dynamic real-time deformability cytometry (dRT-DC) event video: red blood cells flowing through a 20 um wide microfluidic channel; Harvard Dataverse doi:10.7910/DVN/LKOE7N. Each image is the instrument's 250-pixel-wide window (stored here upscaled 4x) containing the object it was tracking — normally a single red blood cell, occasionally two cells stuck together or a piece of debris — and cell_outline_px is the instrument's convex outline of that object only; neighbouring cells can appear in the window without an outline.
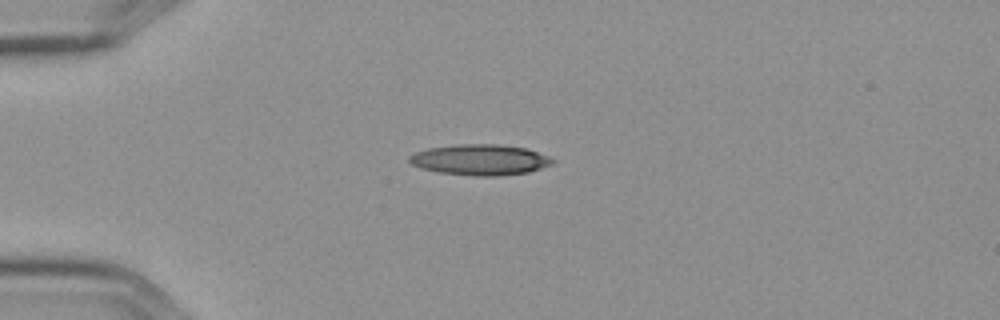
{"species": "Egyptian fruit bat (a non-hibernating species)", "species_latin": "Rousettus aegyptiacus", "temperature_condition": "cold", "stored_images_in_passage": 2, "camera_frame_rate_fps": 3000, "um_per_image_px": 0.085, "frame": {"image": 1, "passage_image": 1, "time_ms": 0.0, "image_size_px": [1000, 320], "cell_outline_px": [[556, 160], [552, 164], [528, 172], [500, 176], [476, 176], [440, 172], [424, 168], [412, 164], [408, 160], [408, 156], [416, 152], [428, 148], [460, 144], [496, 144], [524, 148], [548, 156]], "centroid_in_image_um": [40.81, 13.58], "position_along_channel_um": 44.2, "area_um2": 25.37}}